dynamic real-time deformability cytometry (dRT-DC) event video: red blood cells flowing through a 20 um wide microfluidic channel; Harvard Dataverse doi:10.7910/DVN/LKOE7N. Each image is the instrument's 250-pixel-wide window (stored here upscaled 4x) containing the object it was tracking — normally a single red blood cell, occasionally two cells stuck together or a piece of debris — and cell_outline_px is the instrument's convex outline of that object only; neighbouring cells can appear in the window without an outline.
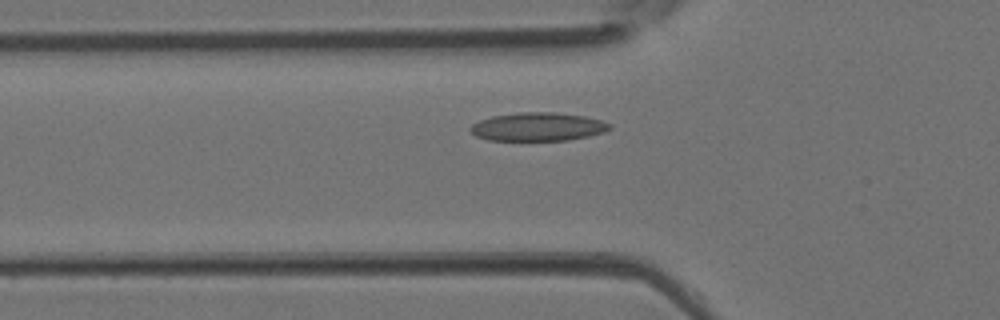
{"species": "Egyptian fruit bat (a non-hibernating species)", "species_latin": "Rousettus aegyptiacus", "temperature_condition": "room temperature", "stored_images_in_passage": 3, "camera_frame_rate_fps": 3000, "um_per_image_px": 0.085, "animal": {"sex": "female"}, "frame": {"image": 1, "passage_image": 3, "time_ms": 0.667, "image_size_px": [1000, 320], "cell_outline_px": [[612, 128], [604, 132], [588, 136], [568, 140], [488, 140], [476, 136], [468, 128], [472, 124], [480, 120], [492, 116], [520, 112], [552, 112], [584, 116], [600, 120], [612, 124]], "centroid_in_image_um": [45.72, 10.77], "position_along_channel_um": 80.1, "area_um2": 23.0}}